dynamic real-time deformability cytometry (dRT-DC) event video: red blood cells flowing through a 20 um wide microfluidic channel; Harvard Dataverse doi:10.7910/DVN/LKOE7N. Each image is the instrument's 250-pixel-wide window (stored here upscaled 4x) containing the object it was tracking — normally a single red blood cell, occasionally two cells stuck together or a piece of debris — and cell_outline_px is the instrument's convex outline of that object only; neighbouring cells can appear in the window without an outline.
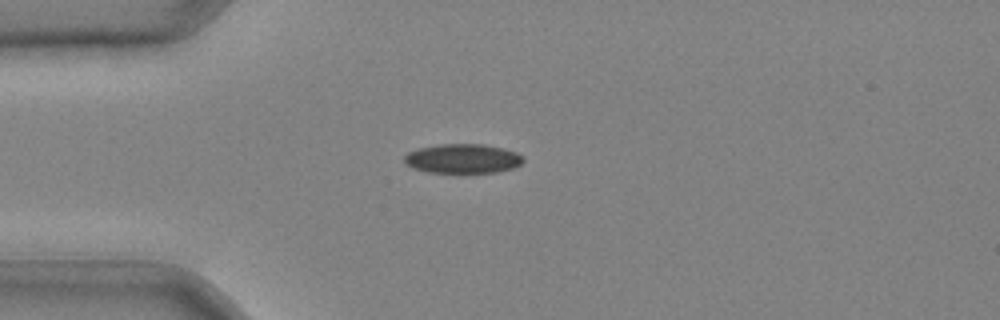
{"species": "common noctule bat (a hibernating species)", "species_latin": "Nyctalus noctula", "temperature_condition": "cold", "stored_images_in_passage": 31, "camera_frame_rate_fps": 3000, "um_per_image_px": 0.085, "animal": {"sex": "male", "body_mass_g": 20.4}, "frame": {"image": 1, "passage_image": 1, "time_ms": 0.0, "image_size_px": [1000, 320], "cell_outline_px": [[524, 160], [520, 164], [512, 168], [496, 172], [428, 172], [412, 168], [404, 160], [404, 156], [408, 152], [420, 148], [440, 144], [480, 144], [500, 148], [516, 152], [524, 156]], "centroid_in_image_um": [39.33, 13.48], "position_along_channel_um": 45.7, "area_um2": 20.06}}
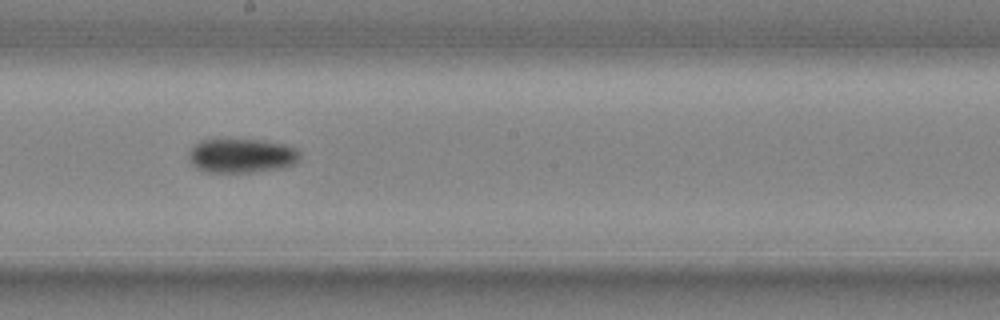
{"frame": {"image": 2, "passage_image": 14, "time_ms": 4.333, "image_size_px": [1000, 320], "cell_outline_px": [[300, 160], [296, 164], [284, 168], [252, 172], [204, 172], [196, 168], [188, 160], [188, 152], [200, 140], [264, 140], [284, 144], [296, 148], [300, 152]], "centroid_in_image_um": [20.56, 13.25], "position_along_channel_um": 227.6, "area_um2": 22.43}}
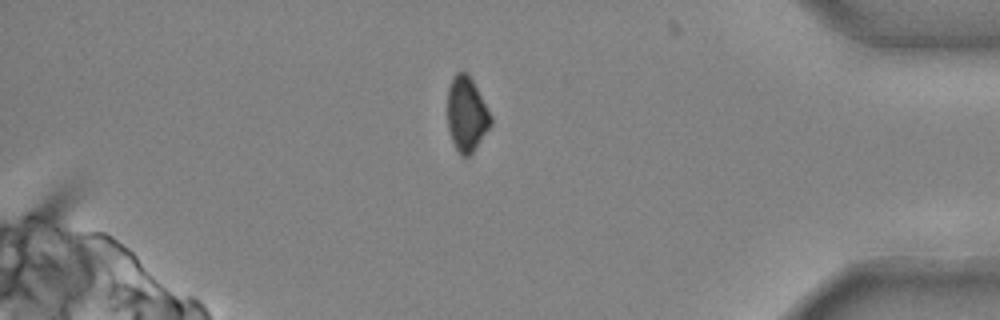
{"frame": {"image": 3, "passage_image": 27, "time_ms": 8.667, "image_size_px": [1000, 320], "cell_outline_px": [[492, 124], [472, 152], [468, 156], [460, 156], [452, 140], [448, 128], [448, 88], [452, 76], [456, 72], [464, 72], [472, 80], [492, 116]], "centroid_in_image_um": [39.65, 9.7], "position_along_channel_um": 395.5, "area_um2": 18.61}}